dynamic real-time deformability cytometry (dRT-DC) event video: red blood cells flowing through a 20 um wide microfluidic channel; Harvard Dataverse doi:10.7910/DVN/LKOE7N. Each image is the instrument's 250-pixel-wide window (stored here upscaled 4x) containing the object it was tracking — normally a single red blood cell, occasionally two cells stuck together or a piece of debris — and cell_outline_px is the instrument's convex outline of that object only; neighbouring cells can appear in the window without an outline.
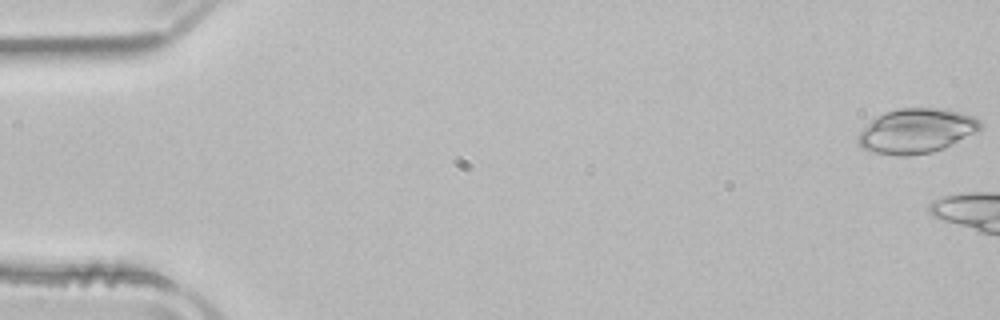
{"species": "common noctule bat (a hibernating species)", "species_latin": "Nyctalus noctula", "temperature_condition": "room temperature", "stored_images_in_passage": 6, "camera_frame_rate_fps": 3000, "um_per_image_px": 0.085, "animal": {"sex": "male", "body_mass_g": 21.5, "forearm_length_mm": 52.0}, "frame": {"image": 1, "passage_image": 1, "time_ms": 0.0, "image_size_px": [1000, 320], "cell_outline_px": [[984, 128], [944, 148], [932, 152], [912, 156], [892, 156], [872, 152], [864, 148], [856, 140], [856, 136], [876, 116], [884, 112], [900, 108], [944, 108], [960, 112], [972, 116], [980, 120], [984, 124]], "centroid_in_image_um": [77.91, 11.13], "position_along_channel_um": 7.1, "area_um2": 32.14}}